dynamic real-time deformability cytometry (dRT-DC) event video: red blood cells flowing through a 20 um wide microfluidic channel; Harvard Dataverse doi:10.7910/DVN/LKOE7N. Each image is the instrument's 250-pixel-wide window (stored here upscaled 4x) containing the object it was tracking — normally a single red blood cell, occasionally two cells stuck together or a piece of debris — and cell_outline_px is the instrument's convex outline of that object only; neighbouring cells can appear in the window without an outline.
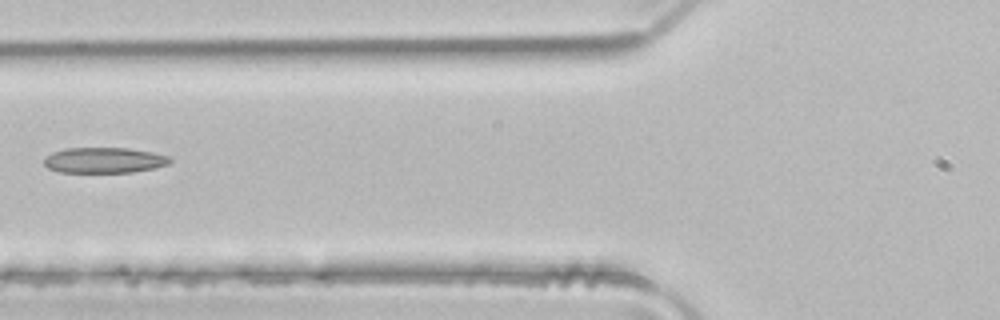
{"species": "common noctule bat (a hibernating species)", "species_latin": "Nyctalus noctula", "temperature_condition": "room temperature", "stored_images_in_passage": 5, "camera_frame_rate_fps": 3000, "um_per_image_px": 0.085, "animal": {"sex": "male", "body_mass_g": 21.5, "forearm_length_mm": 52.0}, "frame": {"image": 1, "passage_image": 5, "time_ms": 1.333, "image_size_px": [1000, 320], "cell_outline_px": [[172, 160], [168, 164], [156, 168], [132, 172], [56, 172], [48, 168], [44, 164], [44, 160], [52, 152], [64, 148], [128, 148], [152, 152], [168, 156]], "centroid_in_image_um": [8.85, 13.62], "position_along_channel_um": 116.9, "area_um2": 18.79}}